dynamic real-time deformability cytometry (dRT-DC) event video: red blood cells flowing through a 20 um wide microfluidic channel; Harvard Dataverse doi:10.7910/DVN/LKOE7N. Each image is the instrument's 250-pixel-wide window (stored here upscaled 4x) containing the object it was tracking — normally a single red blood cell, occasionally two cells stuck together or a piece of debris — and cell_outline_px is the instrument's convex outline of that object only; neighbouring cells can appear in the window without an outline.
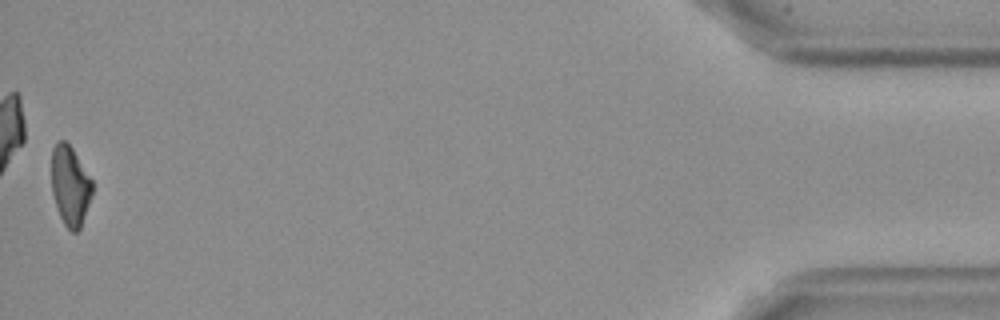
{"species": "Egyptian fruit bat (a non-hibernating species)", "species_latin": "Rousettus aegyptiacus", "temperature_condition": "cold", "stored_images_in_passage": 53, "camera_frame_rate_fps": 3000, "um_per_image_px": 0.085, "frame": {"image": 1, "passage_image": 53, "time_ms": 17.333, "image_size_px": [1000, 320], "cell_outline_px": [[92, 192], [80, 228], [76, 232], [72, 232], [64, 224], [60, 216], [52, 192], [52, 148], [56, 140], [64, 140], [72, 148], [92, 180]], "centroid_in_image_um": [5.95, 15.75], "position_along_channel_um": 429.3, "area_um2": 18.61}, "authors_computed_cell_mechanics": {"area_um2": 20.4034, "velocity_mm_per_s": 3.5979, "shape_relaxation_time_tau1_ms": 6.8947, "shape_relaxation_time_tau2_ms": 6.5679, "deformation_change_tau1": 0.1662, "deformation_change_tau2": 0.13}}